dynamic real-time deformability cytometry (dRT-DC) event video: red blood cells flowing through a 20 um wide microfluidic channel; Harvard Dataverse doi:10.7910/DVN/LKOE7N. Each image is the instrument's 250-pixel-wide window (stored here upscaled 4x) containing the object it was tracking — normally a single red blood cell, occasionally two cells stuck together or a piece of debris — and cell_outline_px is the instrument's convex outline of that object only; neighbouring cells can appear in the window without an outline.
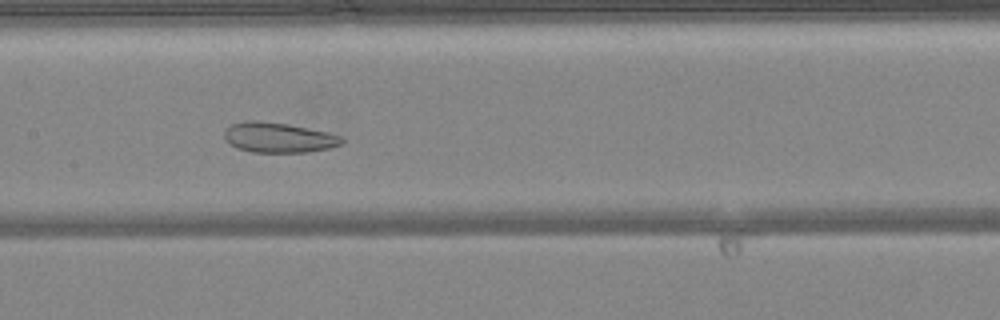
{"species": "common noctule bat (a hibernating species)", "species_latin": "Nyctalus noctula", "temperature_condition": "warm", "stored_images_in_passage": 42, "camera_frame_rate_fps": 3000, "um_per_image_px": 0.085, "animal": {"sex": "female", "body_mass_g": 24.6, "forearm_length_mm": 56.2}, "frame": {"image": 1, "passage_image": 16, "time_ms": 5.0, "image_size_px": [1000, 320], "cell_outline_px": [[344, 140], [340, 144], [328, 148], [308, 152], [252, 152], [236, 148], [228, 144], [224, 140], [224, 128], [232, 124], [244, 120], [256, 120], [288, 124], [328, 132], [340, 136]], "centroid_in_image_um": [23.6, 11.68], "position_along_channel_um": 183.8, "area_um2": 20.75}}
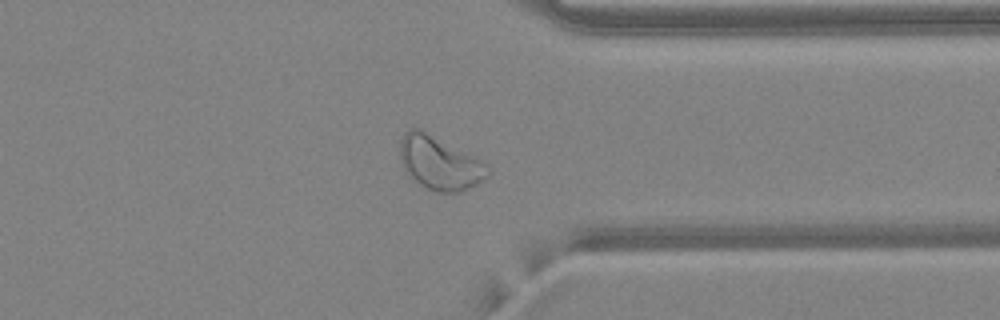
{"frame": {"image": 2, "passage_image": 30, "time_ms": 9.667, "image_size_px": [1000, 320], "cell_outline_px": [[488, 176], [476, 184], [460, 192], [436, 192], [412, 180], [404, 172], [400, 160], [400, 140], [404, 132], [412, 128], [416, 128], [480, 160], [488, 168]], "centroid_in_image_um": [37.29, 13.89], "position_along_channel_um": 374.1, "area_um2": 26.65}}
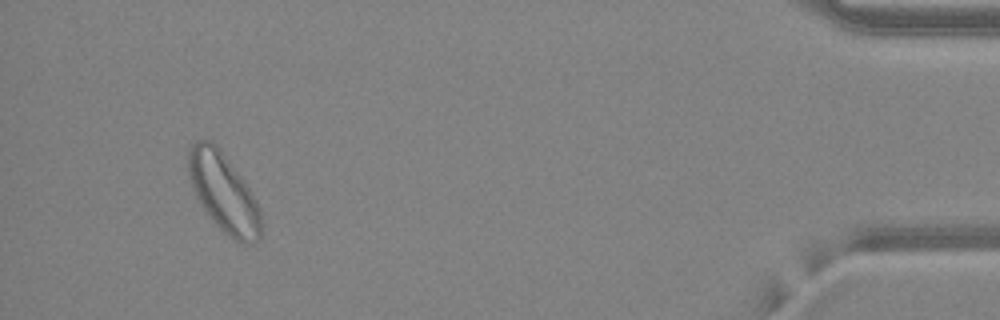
{"frame": {"image": 3, "passage_image": 38, "time_ms": 12.333, "image_size_px": [1000, 320], "cell_outline_px": [[260, 236], [252, 244], [244, 244], [228, 236], [216, 224], [204, 208], [196, 196], [192, 188], [188, 176], [188, 152], [192, 144], [196, 140], [212, 140], [220, 148], [248, 188], [256, 200], [260, 208]], "centroid_in_image_um": [18.98, 16.35], "position_along_channel_um": 416.2, "area_um2": 32.89}, "authors_computed_cell_mechanics": {"area_um2": 25.7788, "velocity_mm_per_s": 4.1651, "shape_relaxation_time_tau1_ms": null, "shape_relaxation_time_tau2_ms": 2.5769, "deformation_change_tau1": null, "deformation_change_tau2": 0.0897}}